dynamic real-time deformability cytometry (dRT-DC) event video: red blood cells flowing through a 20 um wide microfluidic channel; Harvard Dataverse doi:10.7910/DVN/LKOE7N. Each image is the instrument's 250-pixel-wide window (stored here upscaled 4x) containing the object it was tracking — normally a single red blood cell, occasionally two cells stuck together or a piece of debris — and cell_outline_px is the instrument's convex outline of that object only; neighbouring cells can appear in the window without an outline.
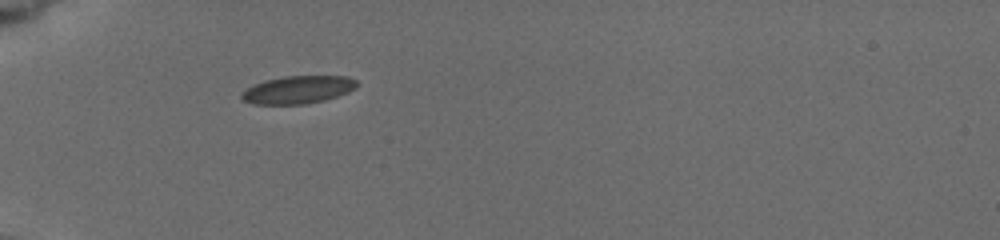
{"species": "common noctule bat (a hibernating species)", "species_latin": "Nyctalus noctula", "temperature_condition": "cold", "stored_images_in_passage": 80, "camera_frame_rate_fps": 3000, "um_per_image_px": 0.085, "animal": {"sex": "female", "body_mass_g": 19.5, "forearm_length_mm": 54.1}, "frame": {"image": 1, "passage_image": 1, "time_ms": 0.0, "image_size_px": [1000, 240], "cell_outline_px": [[356, 84], [352, 88], [336, 96], [324, 100], [300, 104], [260, 104], [244, 100], [240, 96], [248, 88], [264, 80], [284, 76], [348, 76], [356, 80]], "centroid_in_image_um": [25.31, 7.61], "position_along_channel_um": 59.7, "area_um2": 18.03}}
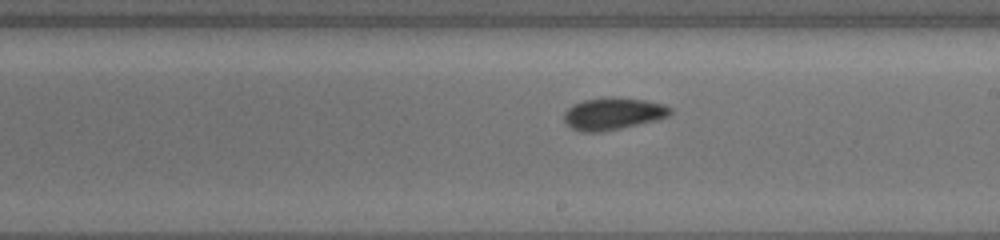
{"frame": {"image": 2, "passage_image": 38, "time_ms": 5.0, "image_size_px": [1000, 240], "cell_outline_px": [[672, 112], [664, 116], [620, 128], [600, 132], [580, 132], [572, 128], [564, 120], [564, 112], [572, 104], [584, 100], [608, 96], [612, 96], [644, 100], [660, 104], [668, 108]], "centroid_in_image_um": [51.97, 9.65], "position_along_channel_um": 237.0, "area_um2": 19.31}}
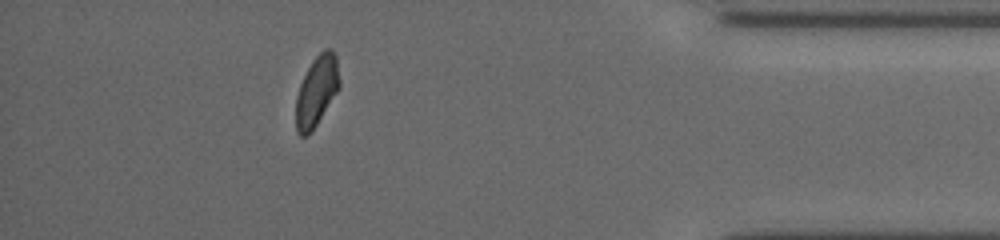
{"frame": {"image": 3, "passage_image": 67, "time_ms": 10.333, "image_size_px": [1000, 240], "cell_outline_px": [[340, 88], [312, 132], [308, 136], [300, 136], [296, 132], [296, 96], [300, 84], [312, 60], [324, 48], [332, 48], [336, 56], [340, 80]], "centroid_in_image_um": [26.92, 7.75], "position_along_channel_um": 408.3, "area_um2": 18.09}, "authors_computed_cell_mechanics": {"area_um2": 18.2648, "velocity_mm_per_s": 3.8441, "shape_relaxation_time_tau1_ms": null, "shape_relaxation_time_tau2_ms": 2.0361, "deformation_change_tau1": null, "deformation_change_tau2": 0.0748}}